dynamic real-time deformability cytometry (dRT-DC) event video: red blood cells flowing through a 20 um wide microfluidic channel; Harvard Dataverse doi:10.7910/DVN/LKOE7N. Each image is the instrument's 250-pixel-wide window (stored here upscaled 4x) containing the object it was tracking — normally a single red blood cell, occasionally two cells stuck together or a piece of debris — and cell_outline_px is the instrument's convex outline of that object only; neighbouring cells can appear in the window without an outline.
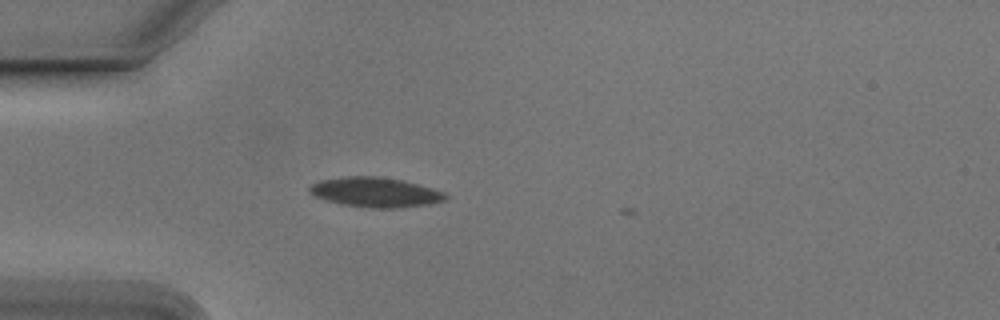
{"species": "Egyptian fruit bat (a non-hibernating species)", "species_latin": "Rousettus aegyptiacus", "temperature_condition": "cold", "stored_images_in_passage": 13, "camera_frame_rate_fps": 3000, "um_per_image_px": 0.085, "animal": {"sex": "male"}, "frame": {"image": 1, "passage_image": 9, "time_ms": 2.667, "image_size_px": [1000, 320], "cell_outline_px": [[448, 196], [444, 200], [432, 204], [400, 208], [372, 208], [340, 204], [324, 200], [312, 196], [308, 192], [308, 188], [312, 184], [320, 180], [348, 176], [376, 176], [400, 180], [432, 188], [444, 192]], "centroid_in_image_um": [31.87, 16.35], "position_along_channel_um": 53.1, "area_um2": 23.7}}